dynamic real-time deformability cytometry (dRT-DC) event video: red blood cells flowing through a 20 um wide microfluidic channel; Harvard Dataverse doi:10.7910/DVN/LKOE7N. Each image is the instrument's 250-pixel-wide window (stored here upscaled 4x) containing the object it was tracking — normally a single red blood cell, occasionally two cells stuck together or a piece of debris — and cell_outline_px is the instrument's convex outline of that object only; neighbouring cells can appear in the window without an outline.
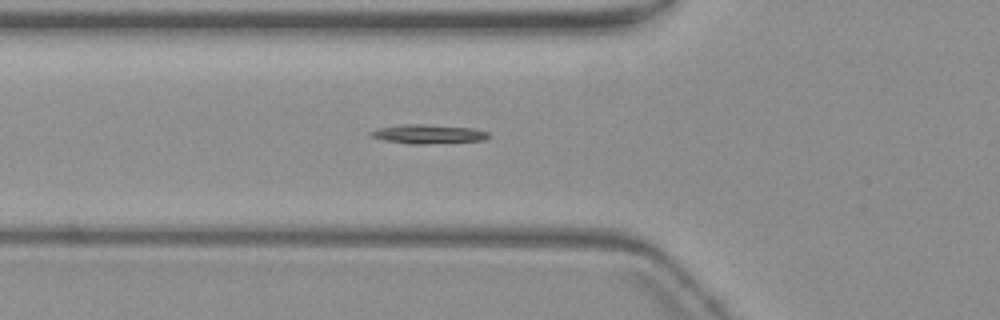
{"species": "common noctule bat (a hibernating species)", "species_latin": "Nyctalus noctula", "temperature_condition": "warm", "stored_images_in_passage": 56, "camera_frame_rate_fps": 3000, "um_per_image_px": 0.085, "animal": {"sex": "female", "body_mass_g": 19.3, "forearm_length_mm": 54.1}, "frame": {"image": 1, "passage_image": 20, "time_ms": 6.333, "image_size_px": [1000, 320], "cell_outline_px": [[488, 136], [484, 140], [420, 144], [412, 144], [384, 140], [372, 136], [368, 132], [376, 128], [400, 124], [424, 124], [472, 128], [488, 132]], "centroid_in_image_um": [36.34, 11.38], "position_along_channel_um": 89.5, "area_um2": 12.95}}
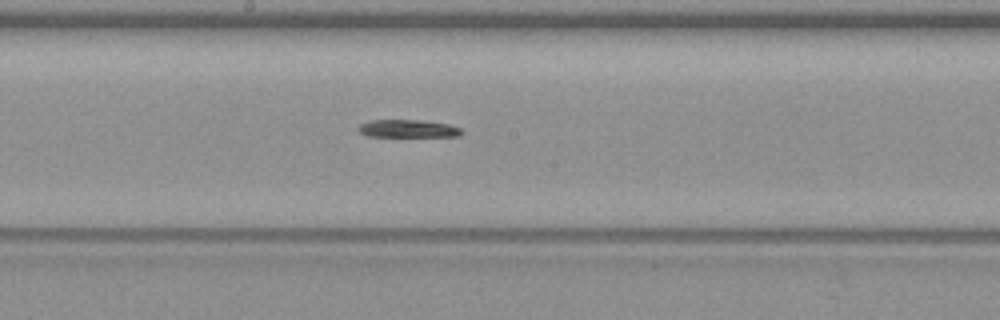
{"frame": {"image": 2, "passage_image": 30, "time_ms": 9.667, "image_size_px": [1000, 320], "cell_outline_px": [[464, 132], [460, 136], [368, 136], [360, 132], [356, 128], [360, 124], [368, 120], [420, 120], [448, 124], [460, 128]], "centroid_in_image_um": [34.66, 10.93], "position_along_channel_um": 213.5, "area_um2": 10.64}}
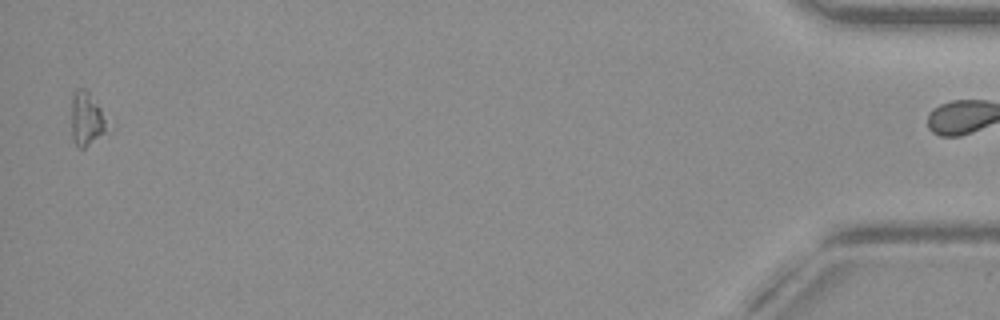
{"frame": {"image": 3, "passage_image": 55, "time_ms": 18.0, "image_size_px": [1000, 320], "cell_outline_px": [[116, 128], [112, 132], [84, 148], [76, 148], [72, 136], [72, 92], [76, 88], [84, 88], [88, 92], [116, 124]], "centroid_in_image_um": [7.54, 10.17], "position_along_channel_um": 427.7, "area_um2": 12.6}}